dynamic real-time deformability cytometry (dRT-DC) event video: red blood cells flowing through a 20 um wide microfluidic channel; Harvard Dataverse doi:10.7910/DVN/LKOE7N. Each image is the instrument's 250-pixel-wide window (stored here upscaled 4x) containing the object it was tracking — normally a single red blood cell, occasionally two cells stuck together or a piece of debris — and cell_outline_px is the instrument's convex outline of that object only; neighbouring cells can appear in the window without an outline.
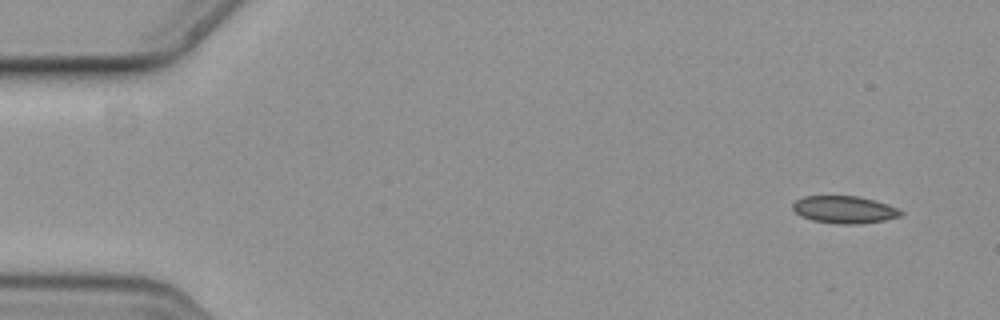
{"species": "common noctule bat (a hibernating species)", "species_latin": "Nyctalus noctula", "temperature_condition": "cold", "stored_images_in_passage": 5, "camera_frame_rate_fps": 3000, "um_per_image_px": 0.085, "animal": {"sex": "female", "body_mass_g": 19.3, "forearm_length_mm": 54.1}, "frame": {"image": 1, "passage_image": 1, "time_ms": 0.0, "image_size_px": [1000, 320], "cell_outline_px": [[904, 212], [900, 216], [884, 220], [860, 224], [840, 224], [812, 220], [800, 216], [792, 208], [792, 204], [796, 200], [804, 196], [856, 196], [888, 204]], "centroid_in_image_um": [71.75, 17.82], "position_along_channel_um": 13.3, "area_um2": 17.11}}